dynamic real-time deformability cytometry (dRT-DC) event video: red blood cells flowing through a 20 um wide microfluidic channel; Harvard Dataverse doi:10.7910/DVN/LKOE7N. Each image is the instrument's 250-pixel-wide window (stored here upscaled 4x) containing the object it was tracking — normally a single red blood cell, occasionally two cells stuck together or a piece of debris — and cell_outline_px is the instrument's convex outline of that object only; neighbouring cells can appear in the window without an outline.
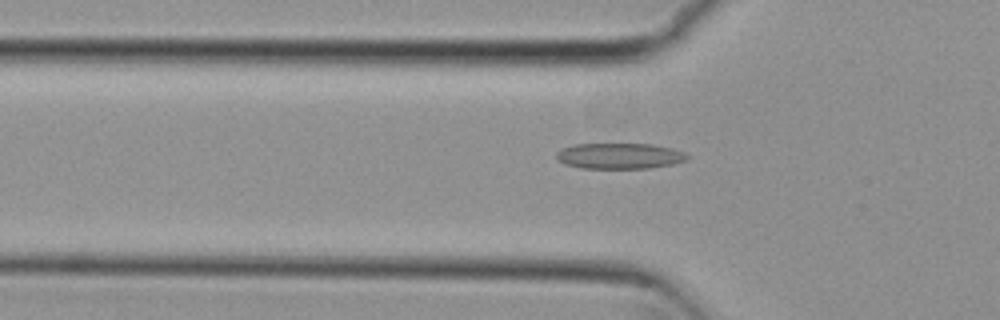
{"species": "common noctule bat (a hibernating species)", "species_latin": "Nyctalus noctula", "temperature_condition": "cold", "stored_images_in_passage": 38, "camera_frame_rate_fps": 3000, "um_per_image_px": 0.085, "animal": {"sex": "female", "body_mass_g": 29.2, "forearm_length_mm": 56.3}, "frame": {"image": 1, "passage_image": 2, "time_ms": 0.333, "image_size_px": [1000, 320], "cell_outline_px": [[688, 160], [672, 164], [648, 168], [580, 168], [564, 164], [556, 160], [556, 152], [564, 148], [576, 144], [652, 144], [672, 148], [684, 152], [688, 156]], "centroid_in_image_um": [52.65, 13.26], "position_along_channel_um": 73.2, "area_um2": 19.65}}
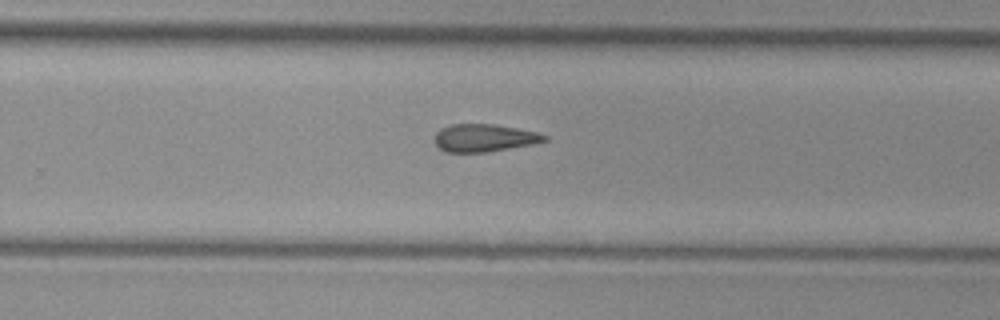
{"frame": {"image": 2, "passage_image": 19, "time_ms": 6.0, "image_size_px": [1000, 320], "cell_outline_px": [[548, 140], [532, 144], [488, 152], [444, 152], [436, 144], [436, 132], [440, 128], [452, 124], [492, 124], [516, 128], [536, 132], [548, 136]], "centroid_in_image_um": [41.15, 11.72], "position_along_channel_um": 288.6, "area_um2": 17.57}}
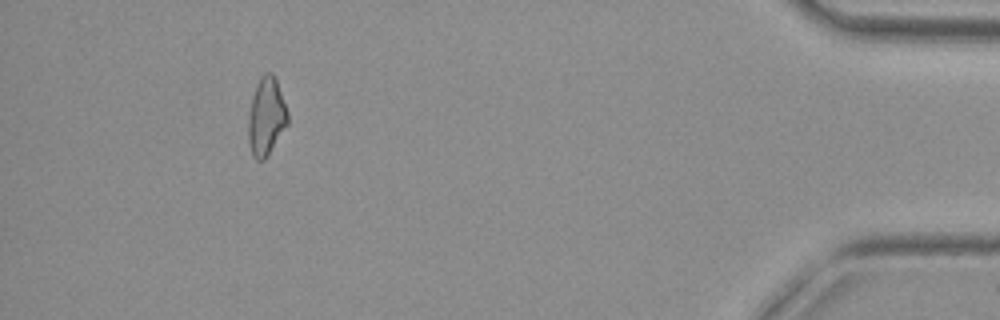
{"frame": {"image": 3, "passage_image": 34, "time_ms": 11.0, "image_size_px": [1000, 320], "cell_outline_px": [[288, 124], [264, 160], [256, 160], [252, 156], [248, 140], [248, 116], [252, 96], [256, 84], [260, 76], [264, 72], [272, 72], [276, 80], [288, 112]], "centroid_in_image_um": [22.61, 9.9], "position_along_channel_um": 412.6, "area_um2": 17.92}, "authors_computed_cell_mechanics": {"area_um2": 18.0336, "velocity_mm_per_s": 3.8003, "shape_relaxation_time_tau1_ms": null, "shape_relaxation_time_tau2_ms": 6.7263, "deformation_change_tau1": null, "deformation_change_tau2": 0.1779}}